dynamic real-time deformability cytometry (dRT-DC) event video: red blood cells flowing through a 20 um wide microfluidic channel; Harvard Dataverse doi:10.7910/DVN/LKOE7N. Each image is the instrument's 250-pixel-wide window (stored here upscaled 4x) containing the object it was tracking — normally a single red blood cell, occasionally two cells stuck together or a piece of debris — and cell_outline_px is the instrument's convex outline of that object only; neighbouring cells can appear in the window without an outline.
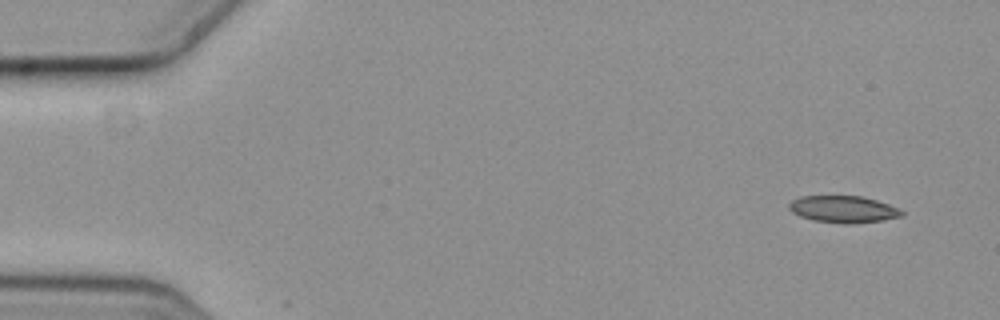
{"species": "common noctule bat (a hibernating species)", "species_latin": "Nyctalus noctula", "temperature_condition": "cold", "stored_images_in_passage": 4, "camera_frame_rate_fps": 3000, "um_per_image_px": 0.085, "animal": {"sex": "female", "body_mass_g": 19.3, "forearm_length_mm": 54.1}, "frame": {"image": 1, "passage_image": 1, "time_ms": 0.0, "image_size_px": [1000, 320], "cell_outline_px": [[904, 216], [884, 220], [856, 224], [844, 224], [816, 220], [800, 216], [792, 212], [788, 208], [788, 204], [792, 200], [800, 196], [860, 196], [876, 200], [900, 208], [904, 212]], "centroid_in_image_um": [71.71, 17.79], "position_along_channel_um": 13.3, "area_um2": 17.8}}